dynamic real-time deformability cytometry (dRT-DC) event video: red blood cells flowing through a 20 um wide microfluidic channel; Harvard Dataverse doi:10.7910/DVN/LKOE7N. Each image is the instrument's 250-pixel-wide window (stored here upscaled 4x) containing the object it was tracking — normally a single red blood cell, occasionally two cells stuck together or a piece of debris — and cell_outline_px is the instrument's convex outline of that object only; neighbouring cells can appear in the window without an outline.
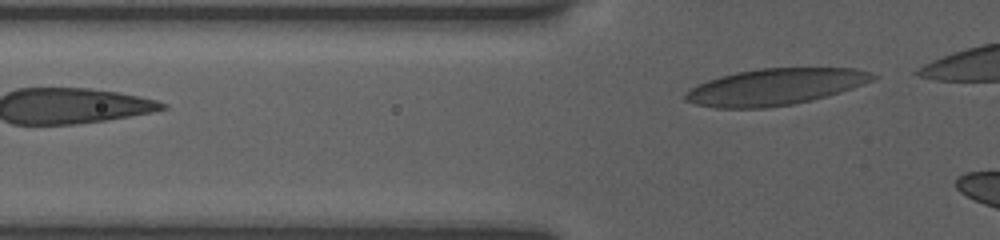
{"species": "human", "species_latin": "Homo sapiens", "temperature_condition": "room temperature", "stored_images_in_passage": 3, "camera_frame_rate_fps": 3000, "um_per_image_px": 0.085, "donor": {"sex": "female"}, "frame": {"image": 1, "passage_image": 3, "time_ms": 1.667, "image_size_px": [1000, 240], "cell_outline_px": [[876, 76], [872, 80], [864, 84], [840, 92], [792, 104], [764, 108], [716, 108], [696, 104], [684, 100], [684, 96], [692, 88], [708, 80], [720, 76], [736, 72], [760, 68], [856, 68], [872, 72]], "centroid_in_image_um": [65.89, 7.37], "position_along_channel_um": 59.9, "area_um2": 39.42}}